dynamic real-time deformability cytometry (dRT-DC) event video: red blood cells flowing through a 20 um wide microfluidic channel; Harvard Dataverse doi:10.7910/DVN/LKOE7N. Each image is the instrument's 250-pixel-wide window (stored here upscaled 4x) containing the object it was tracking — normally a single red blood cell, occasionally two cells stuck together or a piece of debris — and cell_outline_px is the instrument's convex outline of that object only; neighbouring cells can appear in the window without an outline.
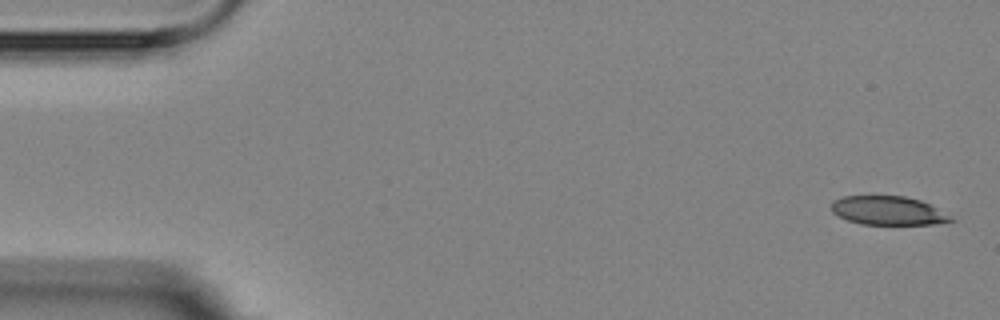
{"species": "Egyptian fruit bat (a non-hibernating species)", "species_latin": "Rousettus aegyptiacus", "temperature_condition": "room temperature", "stored_images_in_passage": 6, "camera_frame_rate_fps": 3000, "um_per_image_px": 0.085, "animal": {"sex": "female"}, "frame": {"image": 1, "passage_image": 1, "time_ms": 0.0, "image_size_px": [1000, 320], "cell_outline_px": [[956, 220], [932, 224], [860, 224], [848, 220], [832, 212], [832, 200], [844, 196], [904, 196], [920, 200], [936, 208]], "centroid_in_image_um": [75.45, 17.9], "position_along_channel_um": 9.6, "area_um2": 19.71}}
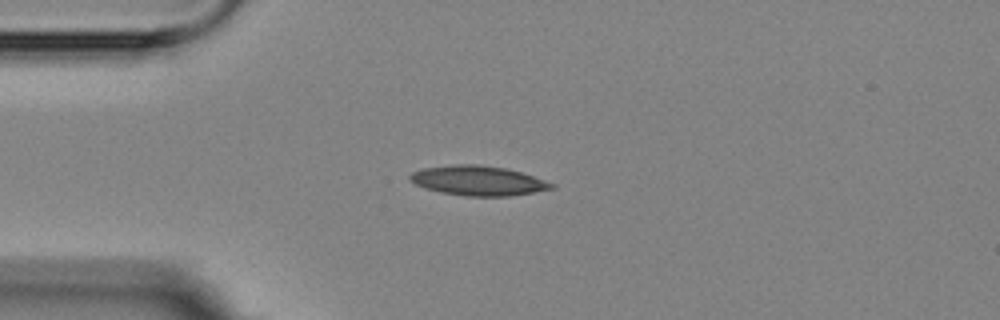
{"frame": {"image": 2, "passage_image": 4, "time_ms": 4.0, "image_size_px": [1000, 320], "cell_outline_px": [[556, 188], [508, 196], [464, 196], [440, 192], [424, 188], [408, 180], [408, 176], [412, 172], [424, 168], [456, 164], [480, 164], [504, 168], [520, 172], [556, 184]], "centroid_in_image_um": [40.61, 15.35], "position_along_channel_um": 44.4, "area_um2": 24.45}}
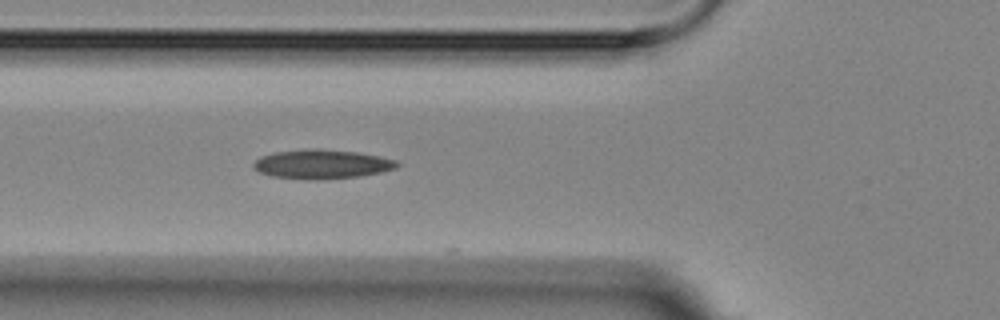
{"frame": {"image": 3, "passage_image": 6, "time_ms": 6.0, "image_size_px": [1000, 320], "cell_outline_px": [[400, 164], [396, 168], [380, 172], [356, 176], [272, 176], [260, 172], [252, 164], [260, 156], [276, 152], [304, 148], [316, 148], [356, 152], [380, 156], [396, 160]], "centroid_in_image_um": [27.39, 13.88], "position_along_channel_um": 98.4, "area_um2": 23.0}}